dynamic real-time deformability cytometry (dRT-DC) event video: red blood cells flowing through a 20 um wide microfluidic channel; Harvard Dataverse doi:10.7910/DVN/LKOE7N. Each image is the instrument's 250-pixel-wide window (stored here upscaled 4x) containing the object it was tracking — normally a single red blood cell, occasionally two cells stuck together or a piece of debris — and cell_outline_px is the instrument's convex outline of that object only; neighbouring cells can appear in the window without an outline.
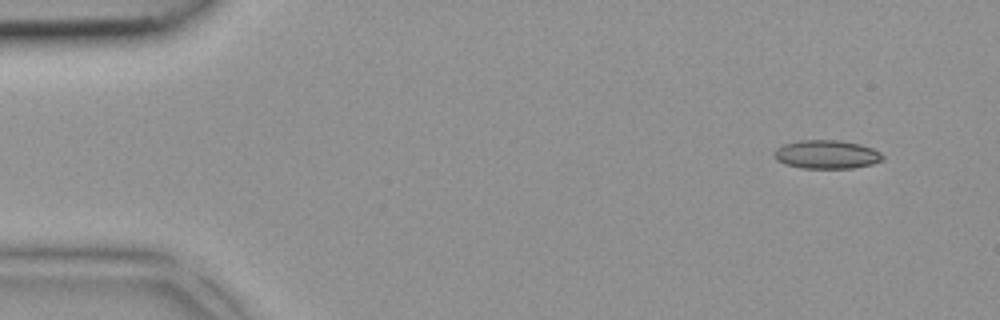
{"species": "common noctule bat (a hibernating species)", "species_latin": "Nyctalus noctula", "temperature_condition": "room temperature", "stored_images_in_passage": 4, "camera_frame_rate_fps": 3000, "um_per_image_px": 0.085, "animal": {"sex": "female", "body_mass_g": 18.4}, "frame": {"image": 1, "passage_image": 1, "time_ms": 0.0, "image_size_px": [1000, 320], "cell_outline_px": [[884, 160], [872, 164], [852, 168], [800, 168], [784, 164], [776, 160], [772, 156], [772, 152], [776, 148], [784, 144], [800, 140], [840, 140], [860, 144], [872, 148], [880, 152], [884, 156]], "centroid_in_image_um": [70.23, 13.13], "position_along_channel_um": 14.8, "area_um2": 18.32}}